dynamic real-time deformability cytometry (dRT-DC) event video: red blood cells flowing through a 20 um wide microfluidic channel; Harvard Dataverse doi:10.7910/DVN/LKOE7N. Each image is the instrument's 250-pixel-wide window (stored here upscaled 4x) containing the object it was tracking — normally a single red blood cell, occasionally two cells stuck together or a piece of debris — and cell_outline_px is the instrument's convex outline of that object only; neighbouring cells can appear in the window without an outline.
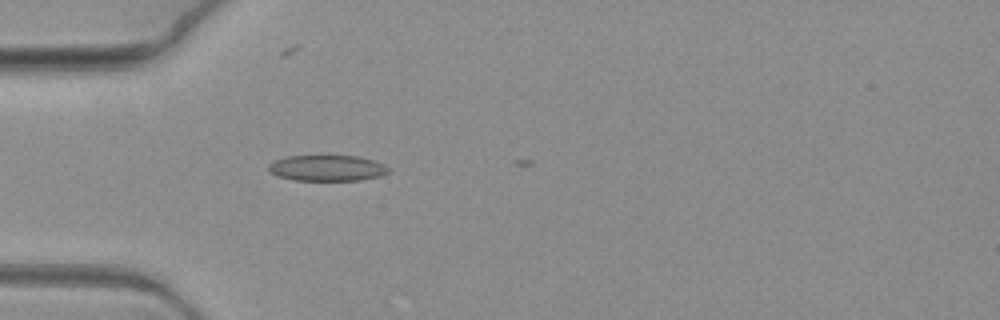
{"species": "common noctule bat (a hibernating species)", "species_latin": "Nyctalus noctula", "temperature_condition": "warm", "stored_images_in_passage": 2, "camera_frame_rate_fps": 3000, "um_per_image_px": 0.085, "animal": {"sex": "female", "body_mass_g": 19.3, "forearm_length_mm": 54.1}, "frame": {"image": 1, "passage_image": 2, "time_ms": 0.333, "image_size_px": [1000, 320], "cell_outline_px": [[392, 172], [380, 176], [360, 180], [296, 180], [280, 176], [272, 172], [268, 168], [268, 164], [276, 160], [288, 156], [356, 156], [372, 160], [384, 164], [392, 168]], "centroid_in_image_um": [27.89, 14.28], "position_along_channel_um": 57.1, "area_um2": 17.98}}